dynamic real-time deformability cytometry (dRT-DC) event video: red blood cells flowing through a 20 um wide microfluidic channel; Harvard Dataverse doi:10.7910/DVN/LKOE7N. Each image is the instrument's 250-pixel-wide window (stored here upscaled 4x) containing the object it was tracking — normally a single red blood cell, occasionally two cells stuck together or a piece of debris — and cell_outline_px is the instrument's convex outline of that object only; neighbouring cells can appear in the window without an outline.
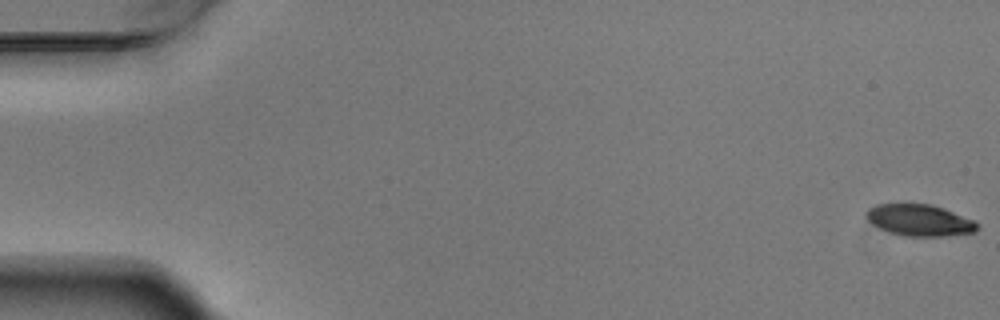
{"species": "Egyptian fruit bat (a non-hibernating species)", "species_latin": "Rousettus aegyptiacus", "temperature_condition": "warm", "stored_images_in_passage": 6, "camera_frame_rate_fps": 3000, "um_per_image_px": 0.085, "animal": {"sex": "male"}, "frame": {"image": 1, "passage_image": 1, "time_ms": 0.0, "image_size_px": [1000, 320], "cell_outline_px": [[980, 228], [976, 232], [944, 236], [904, 236], [880, 228], [872, 224], [864, 216], [864, 212], [868, 208], [876, 204], [932, 204], [944, 208], [976, 220], [980, 224]], "centroid_in_image_um": [78.2, 18.71], "position_along_channel_um": 6.8, "area_um2": 20.69}}
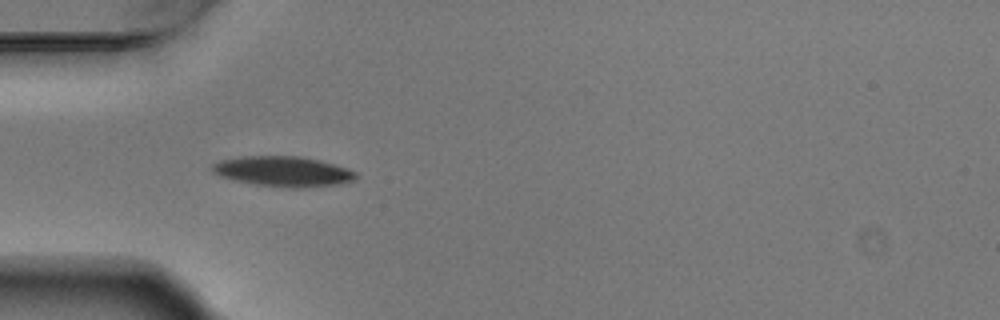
{"frame": {"image": 2, "passage_image": 5, "time_ms": 1.333, "image_size_px": [1000, 320], "cell_outline_px": [[356, 180], [340, 184], [300, 188], [292, 188], [256, 184], [236, 180], [220, 176], [212, 172], [212, 164], [220, 160], [240, 156], [300, 156], [320, 160], [348, 168], [356, 172]], "centroid_in_image_um": [24.09, 14.56], "position_along_channel_um": 60.9, "area_um2": 25.32}}
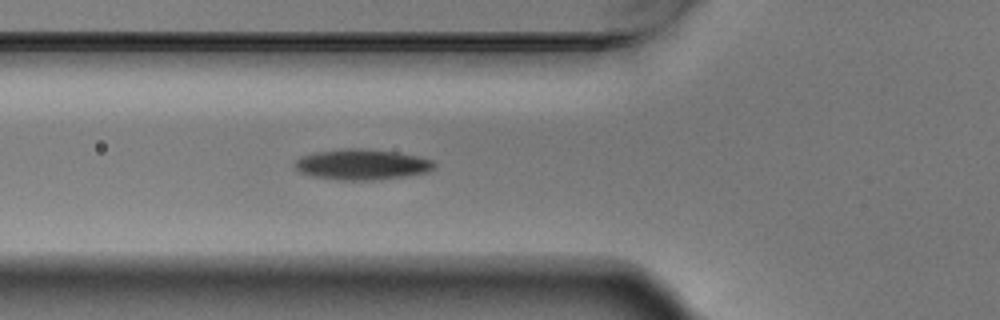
{"frame": {"image": 3, "passage_image": 6, "time_ms": 1.667, "image_size_px": [1000, 320], "cell_outline_px": [[436, 164], [428, 172], [380, 180], [336, 180], [312, 176], [300, 172], [296, 168], [296, 160], [304, 156], [316, 152], [356, 148], [360, 148], [396, 152], [416, 156], [432, 160]], "centroid_in_image_um": [30.78, 14.0], "position_along_channel_um": 95.0, "area_um2": 24.51}}